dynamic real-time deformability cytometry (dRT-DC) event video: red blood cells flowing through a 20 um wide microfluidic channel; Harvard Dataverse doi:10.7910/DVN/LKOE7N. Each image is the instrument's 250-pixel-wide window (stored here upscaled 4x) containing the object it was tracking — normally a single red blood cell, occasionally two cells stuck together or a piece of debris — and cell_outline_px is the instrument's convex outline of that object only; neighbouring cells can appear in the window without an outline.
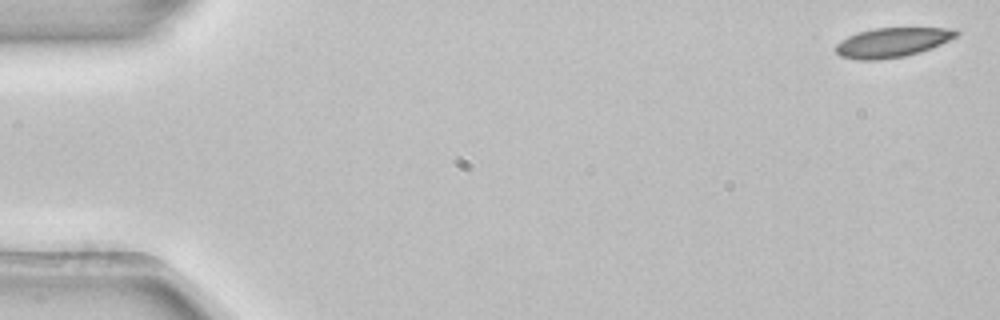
{"species": "common noctule bat (a hibernating species)", "species_latin": "Nyctalus noctula", "temperature_condition": "room temperature", "stored_images_in_passage": 4, "camera_frame_rate_fps": 3000, "um_per_image_px": 0.085, "animal": {"sex": "female", "body_mass_g": 22.7, "forearm_length_mm": 54.2}, "frame": {"image": 1, "passage_image": 1, "time_ms": 0.0, "image_size_px": [1000, 320], "cell_outline_px": [[960, 32], [956, 36], [932, 48], [920, 52], [904, 56], [876, 60], [860, 60], [840, 56], [836, 52], [836, 44], [840, 40], [848, 36], [860, 32], [876, 28], [956, 28]], "centroid_in_image_um": [75.84, 3.6], "position_along_channel_um": 9.2, "area_um2": 20.58}}
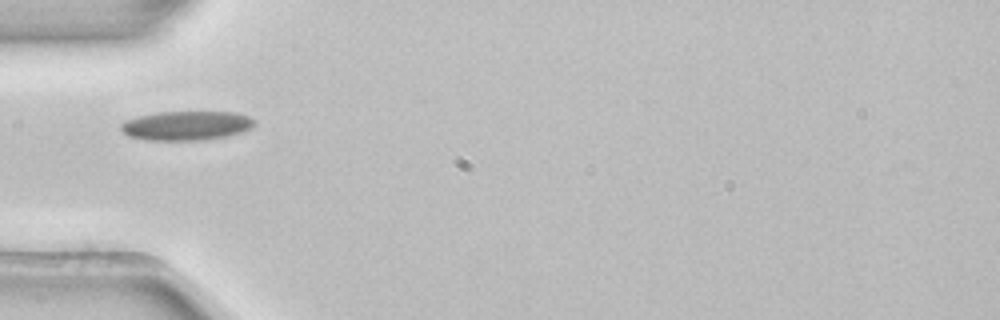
{"frame": {"image": 2, "passage_image": 4, "time_ms": 1.0, "image_size_px": [1000, 320], "cell_outline_px": [[256, 124], [252, 128], [240, 132], [224, 136], [200, 140], [148, 140], [128, 136], [120, 128], [120, 124], [124, 120], [140, 116], [160, 112], [236, 112], [248, 116], [256, 120]], "centroid_in_image_um": [15.85, 10.67], "position_along_channel_um": 69.1, "area_um2": 22.66}}